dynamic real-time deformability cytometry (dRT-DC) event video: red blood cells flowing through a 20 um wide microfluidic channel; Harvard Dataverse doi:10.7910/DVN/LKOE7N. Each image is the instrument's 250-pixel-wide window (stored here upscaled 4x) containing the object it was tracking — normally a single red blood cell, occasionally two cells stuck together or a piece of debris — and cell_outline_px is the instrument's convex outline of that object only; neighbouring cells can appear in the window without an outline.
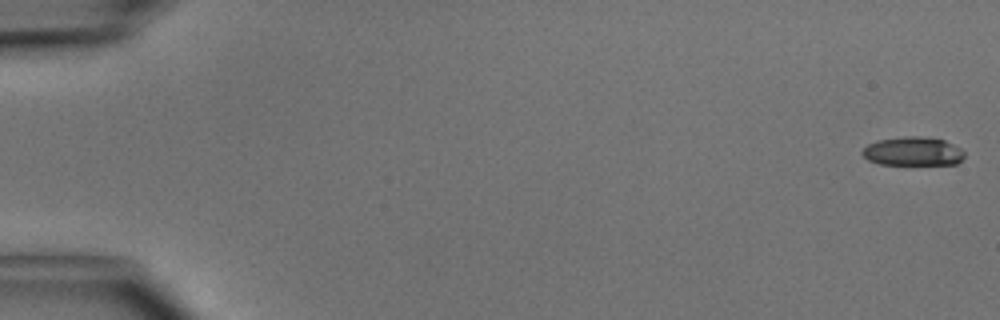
{"species": "common noctule bat (a hibernating species)", "species_latin": "Nyctalus noctula", "temperature_condition": "cold", "stored_images_in_passage": 10, "camera_frame_rate_fps": 3000, "um_per_image_px": 0.085, "animal": {"sex": "male", "body_mass_g": 15.6}, "frame": {"image": 1, "passage_image": 1, "time_ms": 0.0, "image_size_px": [1000, 320], "cell_outline_px": [[964, 156], [956, 164], [880, 164], [868, 160], [860, 152], [868, 144], [876, 140], [904, 136], [920, 136], [944, 140], [960, 148], [964, 152]], "centroid_in_image_um": [77.57, 12.86], "position_along_channel_um": 7.4, "area_um2": 17.05}}